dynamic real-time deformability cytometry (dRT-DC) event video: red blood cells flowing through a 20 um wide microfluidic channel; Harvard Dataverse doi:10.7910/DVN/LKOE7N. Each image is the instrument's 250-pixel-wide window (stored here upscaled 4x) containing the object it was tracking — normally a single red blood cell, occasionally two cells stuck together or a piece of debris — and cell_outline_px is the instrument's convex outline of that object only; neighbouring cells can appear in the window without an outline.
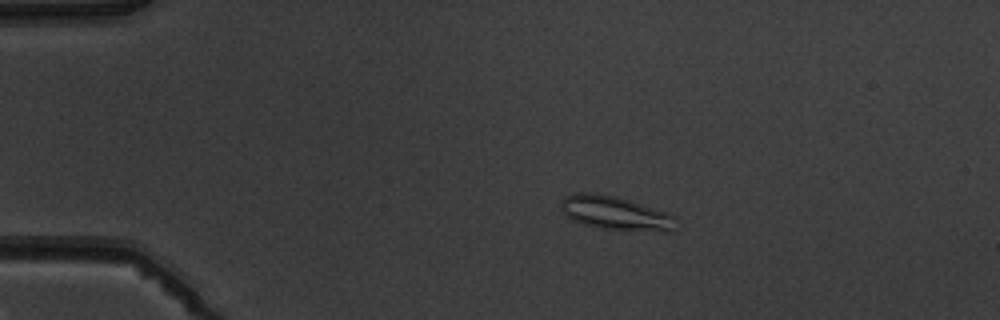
{"species": "common noctule bat (a hibernating species)", "species_latin": "Nyctalus noctula", "temperature_condition": "warm", "stored_images_in_passage": 6, "camera_frame_rate_fps": 3000, "um_per_image_px": 0.085, "animal": {"sex": "male", "body_mass_g": 19.5, "forearm_length_mm": 54.6}, "frame": {"image": 1, "passage_image": 4, "time_ms": 3.333, "image_size_px": [1000, 320], "cell_outline_px": [[676, 216], [672, 232], [660, 232], [604, 228], [584, 224], [572, 220], [560, 208], [560, 200], [564, 196], [576, 192], [596, 192], [616, 196]], "centroid_in_image_um": [52.26, 18.1], "position_along_channel_um": 32.7, "area_um2": 22.48}}
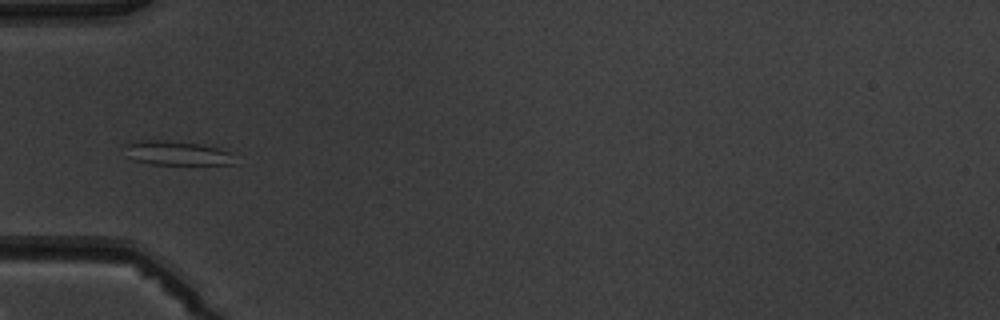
{"frame": {"image": 2, "passage_image": 6, "time_ms": 5.667, "image_size_px": [1000, 320], "cell_outline_px": [[240, 164], [148, 164], [132, 160], [124, 144], [140, 140], [164, 140], [200, 144], [216, 148], [228, 152]], "centroid_in_image_um": [15.03, 13.02], "position_along_channel_um": 70.0, "area_um2": 15.32}}